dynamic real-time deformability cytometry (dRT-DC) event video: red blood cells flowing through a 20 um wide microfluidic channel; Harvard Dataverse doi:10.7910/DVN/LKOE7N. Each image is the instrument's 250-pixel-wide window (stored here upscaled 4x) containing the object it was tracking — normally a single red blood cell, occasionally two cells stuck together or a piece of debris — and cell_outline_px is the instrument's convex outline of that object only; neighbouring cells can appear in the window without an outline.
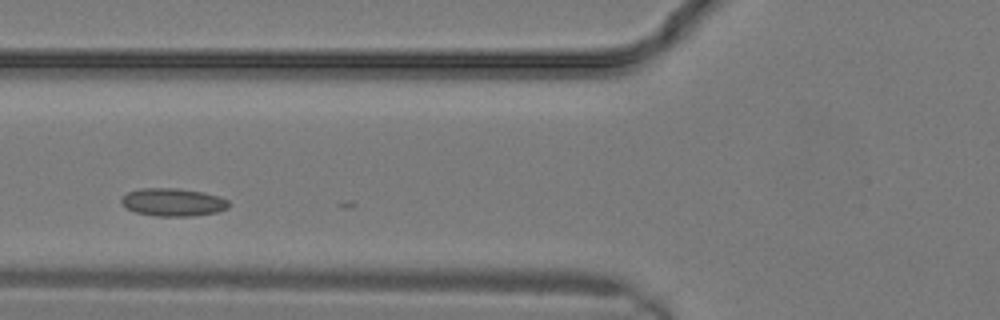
{"species": "common noctule bat (a hibernating species)", "species_latin": "Nyctalus noctula", "temperature_condition": "warm", "stored_images_in_passage": 14, "camera_frame_rate_fps": 3000, "um_per_image_px": 0.085, "animal": {"sex": "male", "body_mass_g": 19.2, "forearm_length_mm": 51.8}, "frame": {"image": 1, "passage_image": 5, "time_ms": 1.333, "image_size_px": [1000, 320], "cell_outline_px": [[228, 208], [216, 212], [192, 216], [156, 216], [136, 212], [124, 208], [120, 204], [120, 200], [128, 192], [140, 188], [176, 188], [204, 192], [220, 196], [228, 200]], "centroid_in_image_um": [14.68, 17.18], "position_along_channel_um": 111.1, "area_um2": 17.57}}
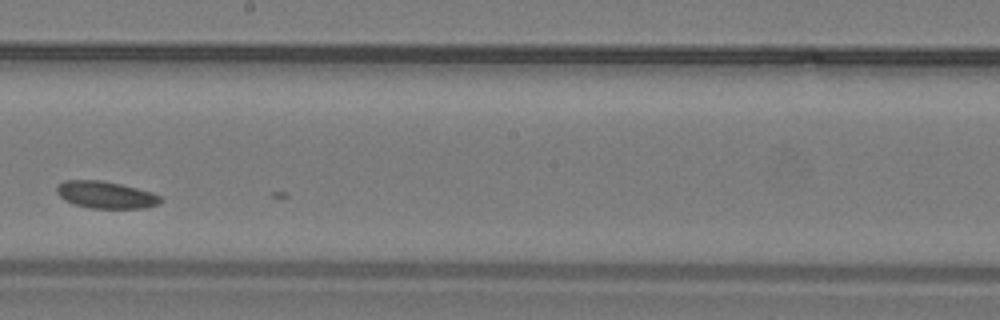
{"frame": {"image": 2, "passage_image": 10, "time_ms": 3.0, "image_size_px": [1000, 320], "cell_outline_px": [[164, 200], [156, 204], [144, 208], [92, 208], [76, 204], [64, 200], [56, 192], [56, 188], [64, 180], [100, 180], [120, 184], [152, 192], [160, 196]], "centroid_in_image_um": [8.99, 16.56], "position_along_channel_um": 239.2, "area_um2": 16.18}}
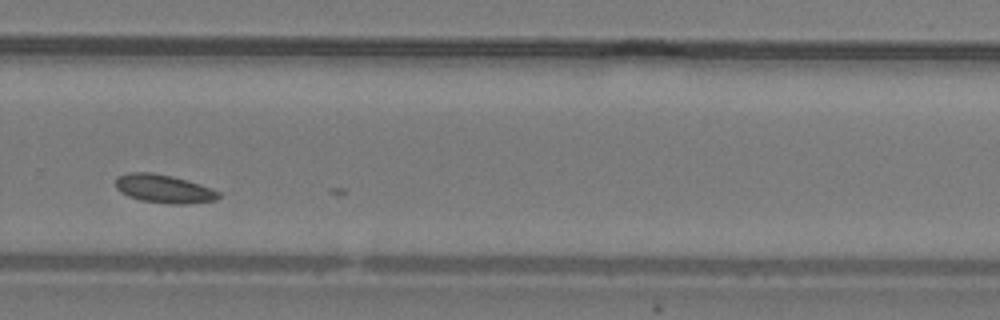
{"frame": {"image": 3, "passage_image": 13, "time_ms": 4.0, "image_size_px": [1000, 320], "cell_outline_px": [[220, 196], [216, 200], [188, 204], [168, 204], [140, 200], [128, 196], [120, 192], [116, 188], [116, 176], [128, 172], [152, 172], [172, 176], [188, 180], [212, 188], [220, 192]], "centroid_in_image_um": [13.92, 16.04], "position_along_channel_um": 315.9, "area_um2": 17.28}}